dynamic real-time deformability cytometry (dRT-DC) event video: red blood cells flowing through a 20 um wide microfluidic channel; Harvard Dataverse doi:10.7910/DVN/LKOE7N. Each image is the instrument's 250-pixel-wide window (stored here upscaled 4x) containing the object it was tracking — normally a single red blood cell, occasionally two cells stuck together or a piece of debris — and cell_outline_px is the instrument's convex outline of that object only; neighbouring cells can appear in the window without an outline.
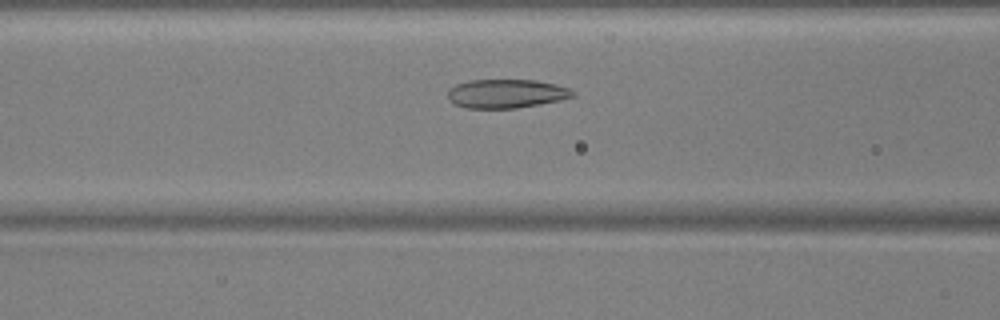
{"species": "common noctule bat (a hibernating species)", "species_latin": "Nyctalus noctula", "temperature_condition": "warm", "stored_images_in_passage": 47, "camera_frame_rate_fps": 3000, "um_per_image_px": 0.085, "animal": {"sex": "male", "body_mass_g": 17.9, "forearm_length_mm": 54.2}, "frame": {"image": 1, "passage_image": 16, "time_ms": 5.0, "image_size_px": [1000, 320], "cell_outline_px": [[576, 96], [560, 100], [540, 104], [516, 108], [468, 108], [456, 104], [448, 100], [448, 88], [456, 84], [468, 80], [536, 80], [556, 84], [568, 88], [576, 92]], "centroid_in_image_um": [43.04, 7.95], "position_along_channel_um": 123.6, "area_um2": 21.1}}
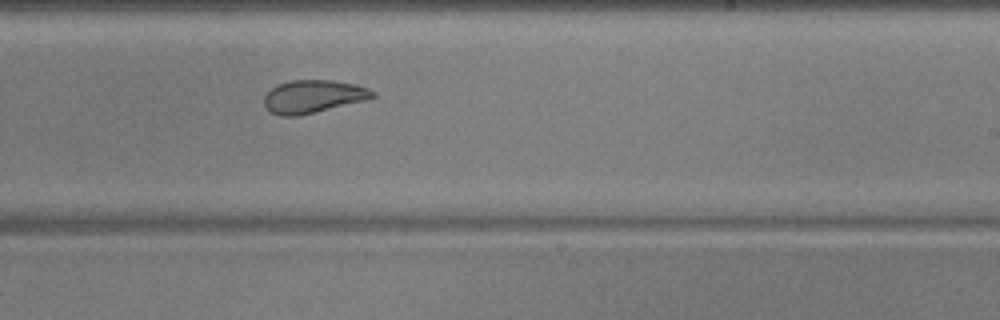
{"frame": {"image": 2, "passage_image": 27, "time_ms": 8.667, "image_size_px": [1000, 320], "cell_outline_px": [[376, 96], [364, 100], [300, 116], [280, 116], [272, 112], [264, 104], [264, 96], [272, 88], [280, 84], [292, 80], [332, 80], [352, 84], [368, 88], [376, 92]], "centroid_in_image_um": [26.62, 8.2], "position_along_channel_um": 262.4, "area_um2": 20.52}}
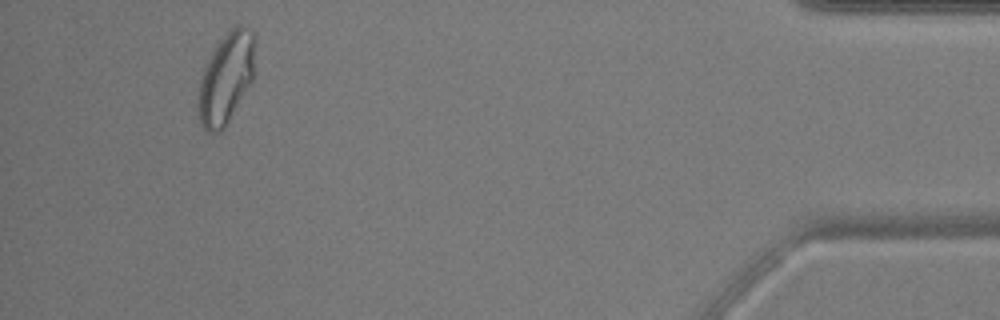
{"frame": {"image": 3, "passage_image": 44, "time_ms": 14.333, "image_size_px": [1000, 320], "cell_outline_px": [[256, 40], [252, 80], [224, 128], [220, 132], [208, 132], [200, 124], [196, 108], [196, 104], [200, 80], [204, 68], [212, 52], [224, 32], [236, 24], [240, 24], [248, 28], [252, 32]], "centroid_in_image_um": [19.2, 6.61], "position_along_channel_um": 416.0, "area_um2": 30.29}, "authors_computed_cell_mechanics": {"area_um2": 23.0622, "velocity_mm_per_s": 3.7921, "shape_relaxation_time_tau1_ms": 7.2453, "shape_relaxation_time_tau2_ms": 1.499, "deformation_change_tau1": 0.196, "deformation_change_tau2": 0.0512}}